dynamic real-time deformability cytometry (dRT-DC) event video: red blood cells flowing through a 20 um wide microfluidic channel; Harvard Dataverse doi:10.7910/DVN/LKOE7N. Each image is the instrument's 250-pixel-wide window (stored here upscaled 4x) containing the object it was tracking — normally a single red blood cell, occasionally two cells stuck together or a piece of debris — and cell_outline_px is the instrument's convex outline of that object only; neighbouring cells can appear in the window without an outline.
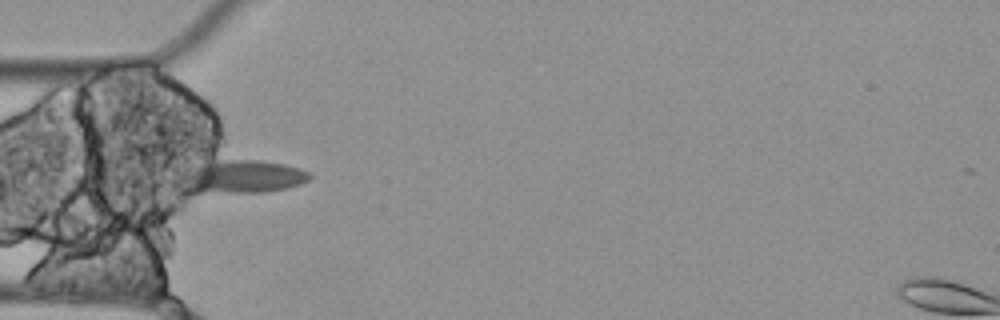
{"species": "Egyptian fruit bat (a non-hibernating species)", "species_latin": "Rousettus aegyptiacus", "temperature_condition": "cold", "stored_images_in_passage": 6, "camera_frame_rate_fps": 3000, "um_per_image_px": 0.085, "animal": {"sex": "female"}, "frame": {"image": 1, "passage_image": 5, "time_ms": 1.333, "image_size_px": [1000, 320], "cell_outline_px": [[312, 176], [308, 180], [300, 184], [288, 188], [264, 192], [180, 192], [172, 176], [172, 168], [224, 160], [260, 160], [284, 164], [300, 168], [308, 172]], "centroid_in_image_um": [20.24, 15.02], "position_along_channel_um": 64.8, "area_um2": 26.53}}
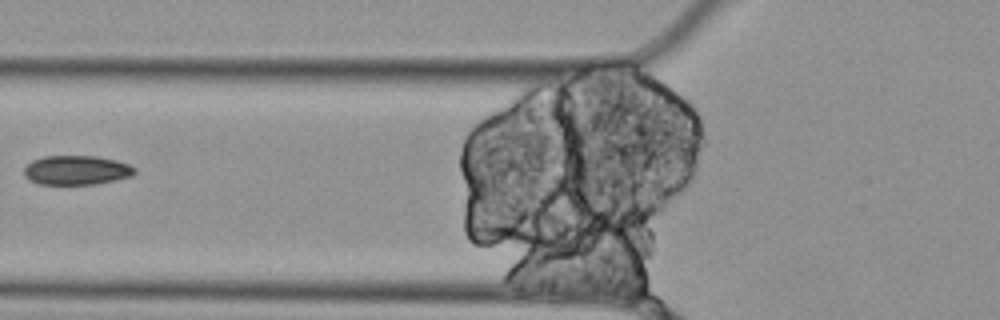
{"frame": {"image": 2, "passage_image": 6, "time_ms": 1.667, "image_size_px": [1000, 320], "cell_outline_px": [[136, 172], [132, 176], [116, 180], [96, 184], [40, 184], [28, 180], [24, 176], [24, 168], [32, 160], [44, 156], [96, 156], [116, 160], [128, 164], [136, 168]], "centroid_in_image_um": [6.5, 14.46], "position_along_channel_um": 119.3, "area_um2": 19.02}}